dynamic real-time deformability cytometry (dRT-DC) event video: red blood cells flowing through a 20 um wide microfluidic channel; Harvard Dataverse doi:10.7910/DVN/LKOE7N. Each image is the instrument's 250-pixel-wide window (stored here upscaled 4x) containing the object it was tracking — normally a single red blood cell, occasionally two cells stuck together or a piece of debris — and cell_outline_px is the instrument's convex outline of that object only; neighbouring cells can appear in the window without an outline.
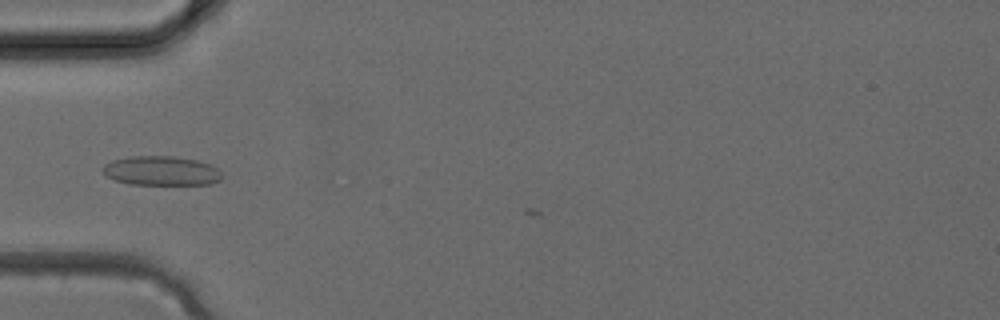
{"species": "common noctule bat (a hibernating species)", "species_latin": "Nyctalus noctula", "temperature_condition": "cold", "stored_images_in_passage": 2, "camera_frame_rate_fps": 3000, "um_per_image_px": 0.085, "animal": {"sex": "female", "body_mass_g": 24.6, "forearm_length_mm": 56.2}, "frame": {"image": 1, "passage_image": 2, "time_ms": 0.333, "image_size_px": [1000, 320], "cell_outline_px": [[220, 180], [208, 184], [128, 184], [104, 176], [100, 168], [104, 164], [112, 160], [132, 156], [172, 156], [196, 160], [212, 164], [220, 172]], "centroid_in_image_um": [13.64, 14.51], "position_along_channel_um": 71.4, "area_um2": 20.4}}